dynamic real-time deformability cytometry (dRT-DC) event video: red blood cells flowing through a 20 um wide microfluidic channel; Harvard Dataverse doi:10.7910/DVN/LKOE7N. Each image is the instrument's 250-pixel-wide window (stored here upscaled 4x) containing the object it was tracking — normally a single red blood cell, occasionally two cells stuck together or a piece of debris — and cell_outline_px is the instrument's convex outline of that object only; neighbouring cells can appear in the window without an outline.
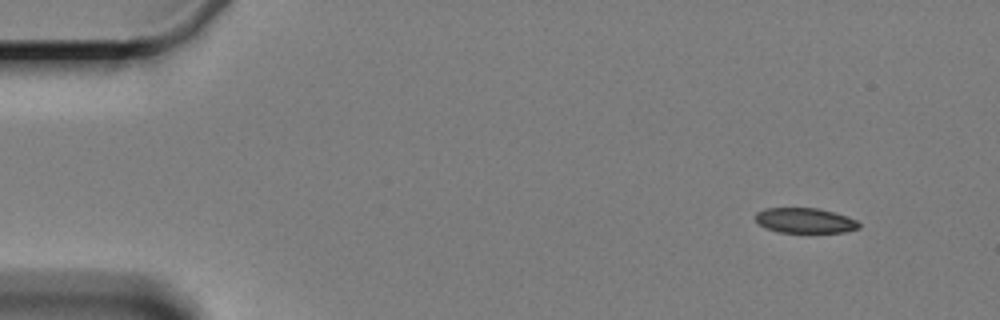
{"species": "Egyptian fruit bat (a non-hibernating species)", "species_latin": "Rousettus aegyptiacus", "temperature_condition": "cold", "stored_images_in_passage": 7, "camera_frame_rate_fps": 3000, "um_per_image_px": 0.085, "animal": {"sex": "female"}, "frame": {"image": 1, "passage_image": 1, "time_ms": 0.0, "image_size_px": [1000, 320], "cell_outline_px": [[860, 228], [848, 232], [776, 232], [764, 228], [756, 220], [756, 212], [764, 208], [816, 208], [848, 216], [856, 220], [860, 224]], "centroid_in_image_um": [68.42, 18.75], "position_along_channel_um": 16.6, "area_um2": 15.2}}
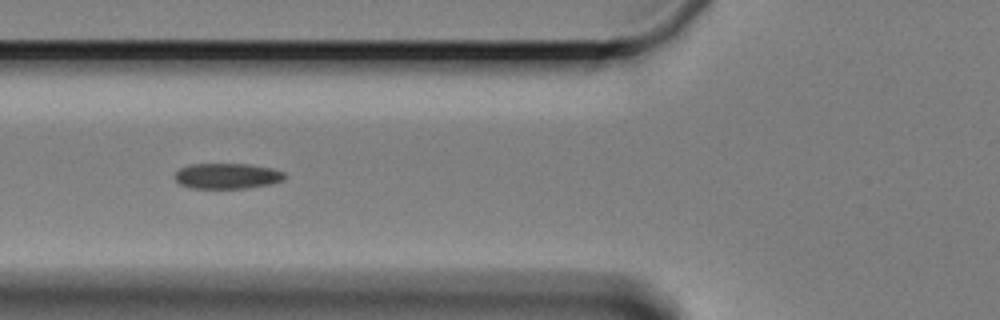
{"frame": {"image": 2, "passage_image": 6, "time_ms": 5.667, "image_size_px": [1000, 320], "cell_outline_px": [[284, 180], [268, 184], [244, 188], [188, 188], [180, 184], [176, 180], [176, 172], [180, 168], [188, 164], [252, 164], [272, 168], [284, 172]], "centroid_in_image_um": [19.29, 14.95], "position_along_channel_um": 106.5, "area_um2": 16.3}}
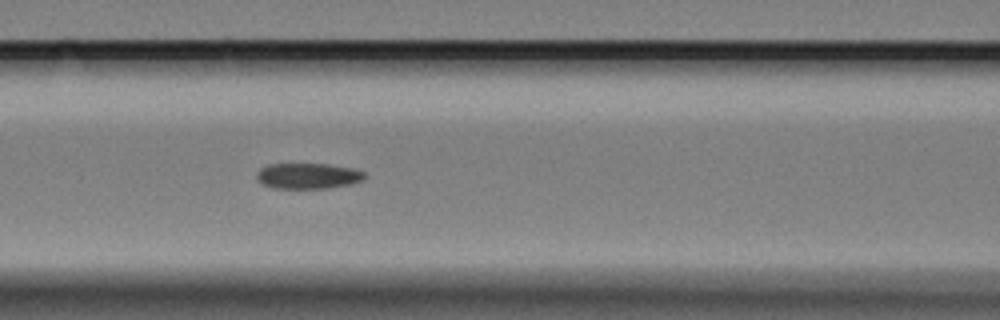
{"frame": {"image": 3, "passage_image": 7, "time_ms": 6.667, "image_size_px": [1000, 320], "cell_outline_px": [[368, 176], [364, 180], [352, 184], [328, 188], [272, 188], [264, 184], [256, 176], [256, 172], [260, 168], [268, 164], [328, 164], [352, 168], [364, 172]], "centroid_in_image_um": [26.22, 14.95], "position_along_channel_um": 140.4, "area_um2": 16.24}}